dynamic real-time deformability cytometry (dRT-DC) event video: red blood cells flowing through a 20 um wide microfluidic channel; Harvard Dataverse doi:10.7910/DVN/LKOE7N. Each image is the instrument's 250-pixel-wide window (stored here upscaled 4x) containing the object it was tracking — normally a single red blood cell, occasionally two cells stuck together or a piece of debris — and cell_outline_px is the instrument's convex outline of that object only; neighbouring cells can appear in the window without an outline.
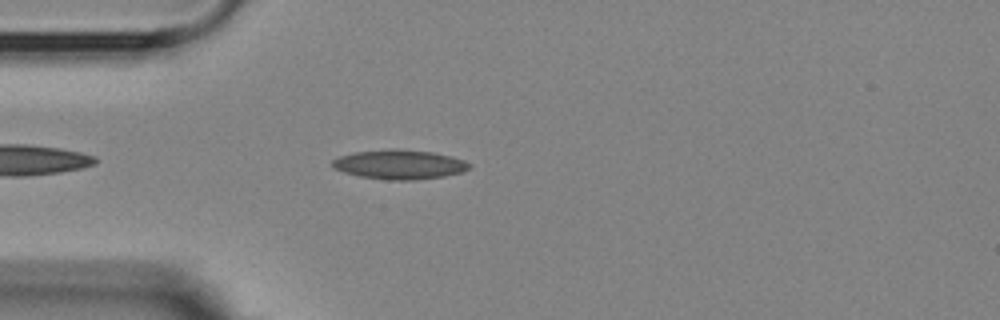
{"species": "Egyptian fruit bat (a non-hibernating species)", "species_latin": "Rousettus aegyptiacus", "temperature_condition": "room temperature", "stored_images_in_passage": 44, "camera_frame_rate_fps": 3000, "um_per_image_px": 0.085, "animal": {"sex": "female"}, "frame": {"image": 1, "passage_image": 4, "time_ms": 1.0, "image_size_px": [1000, 320], "cell_outline_px": [[472, 164], [468, 168], [460, 172], [444, 176], [412, 180], [388, 180], [360, 176], [344, 172], [332, 168], [332, 160], [340, 156], [356, 152], [392, 148], [432, 152], [452, 156], [464, 160]], "centroid_in_image_um": [33.94, 13.97], "position_along_channel_um": 51.1, "area_um2": 23.35}}
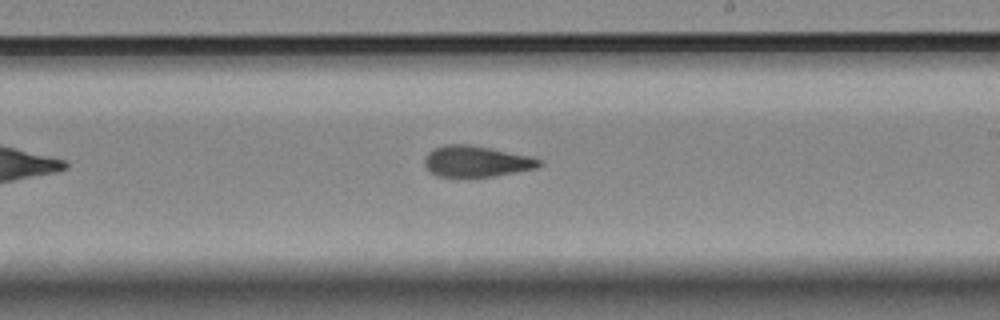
{"frame": {"image": 2, "passage_image": 21, "time_ms": 6.667, "image_size_px": [1000, 320], "cell_outline_px": [[544, 164], [536, 168], [492, 176], [436, 176], [424, 164], [424, 160], [428, 152], [432, 148], [444, 144], [468, 144], [492, 148], [532, 156], [544, 160]], "centroid_in_image_um": [40.52, 13.69], "position_along_channel_um": 248.5, "area_um2": 20.81}}
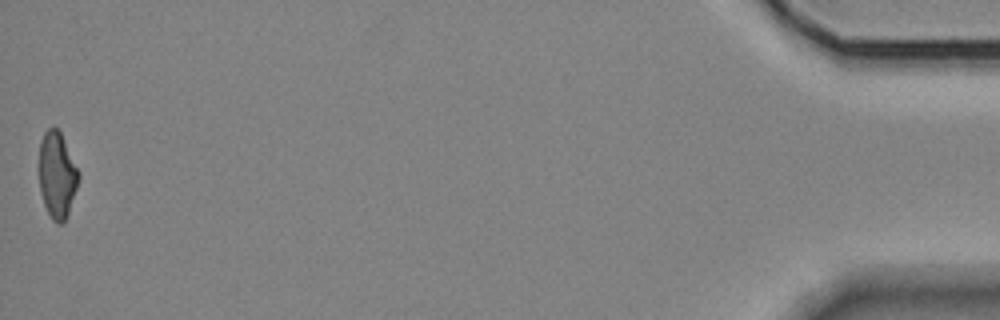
{"frame": {"image": 3, "passage_image": 44, "time_ms": 14.333, "image_size_px": [1000, 320], "cell_outline_px": [[80, 176], [64, 224], [56, 224], [52, 220], [44, 204], [40, 192], [40, 140], [44, 132], [52, 124], [60, 132], [80, 172]], "centroid_in_image_um": [4.85, 14.87], "position_along_channel_um": 430.3, "area_um2": 19.77}, "authors_computed_cell_mechanics": {"area_um2": 21.2704, "velocity_mm_per_s": 3.6165, "shape_relaxation_time_tau1_ms": 9.1611, "shape_relaxation_time_tau2_ms": 3.2308, "deformation_change_tau1": 0.2187, "deformation_change_tau2": 0.0995}}